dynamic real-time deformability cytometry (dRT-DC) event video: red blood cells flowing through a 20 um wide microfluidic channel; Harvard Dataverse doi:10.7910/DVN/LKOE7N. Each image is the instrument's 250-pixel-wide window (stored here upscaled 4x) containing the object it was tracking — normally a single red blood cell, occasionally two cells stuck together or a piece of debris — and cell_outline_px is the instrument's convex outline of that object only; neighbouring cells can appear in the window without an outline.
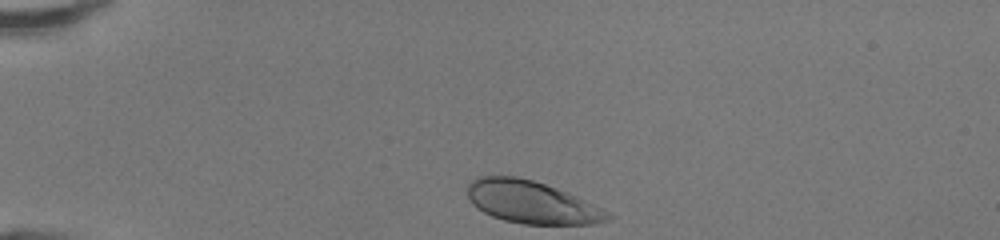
{"species": "human", "species_latin": "Homo sapiens", "temperature_condition": "room temperature", "stored_images_in_passage": 31, "camera_frame_rate_fps": 3000, "um_per_image_px": 0.085, "donor": {"sex": "female"}, "frame": {"image": 1, "passage_image": 1, "time_ms": 0.0, "image_size_px": [1000, 240], "cell_outline_px": [[612, 216], [608, 220], [592, 224], [524, 224], [504, 220], [492, 216], [476, 208], [472, 204], [468, 196], [468, 184], [476, 176], [516, 176], [532, 180], [568, 192], [608, 212]], "centroid_in_image_um": [45.14, 17.18], "position_along_channel_um": 39.9, "area_um2": 34.45}}
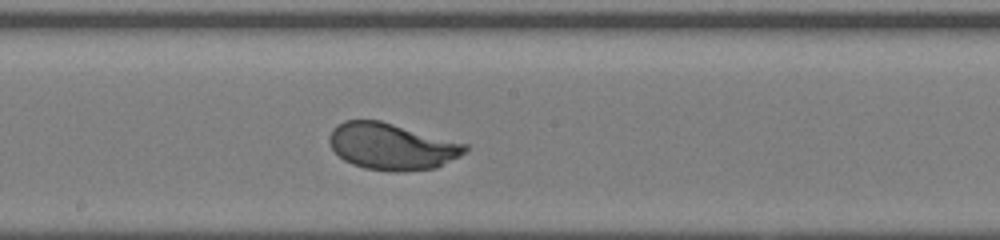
{"frame": {"image": 2, "passage_image": 17, "time_ms": 5.333, "image_size_px": [1000, 240], "cell_outline_px": [[468, 152], [436, 168], [396, 172], [364, 168], [352, 164], [344, 160], [332, 148], [328, 140], [328, 136], [332, 128], [336, 124], [344, 120], [380, 120], [468, 144]], "centroid_in_image_um": [33.3, 12.44], "position_along_channel_um": 214.9, "area_um2": 37.05}}
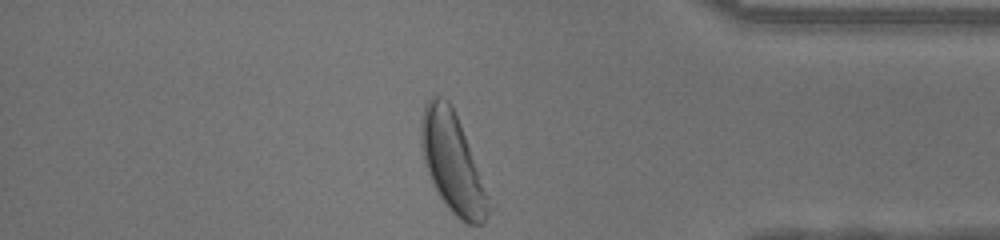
{"frame": {"image": 3, "passage_image": 31, "time_ms": 10.0, "image_size_px": [1000, 240], "cell_outline_px": [[496, 208], [480, 224], [464, 224], [444, 204], [432, 184], [424, 164], [420, 144], [420, 120], [424, 104], [432, 96], [440, 96], [448, 100], [452, 104], [496, 204]], "centroid_in_image_um": [38.54, 13.89], "position_along_channel_um": 396.7, "area_um2": 40.98}, "authors_computed_cell_mechanics": {"area_um2": 36.6452, "velocity_mm_per_s": 4.2677, "shape_relaxation_time_tau1_ms": 2.1428, "shape_relaxation_time_tau2_ms": null, "deformation_change_tau1": 0.146, "deformation_change_tau2": null}}